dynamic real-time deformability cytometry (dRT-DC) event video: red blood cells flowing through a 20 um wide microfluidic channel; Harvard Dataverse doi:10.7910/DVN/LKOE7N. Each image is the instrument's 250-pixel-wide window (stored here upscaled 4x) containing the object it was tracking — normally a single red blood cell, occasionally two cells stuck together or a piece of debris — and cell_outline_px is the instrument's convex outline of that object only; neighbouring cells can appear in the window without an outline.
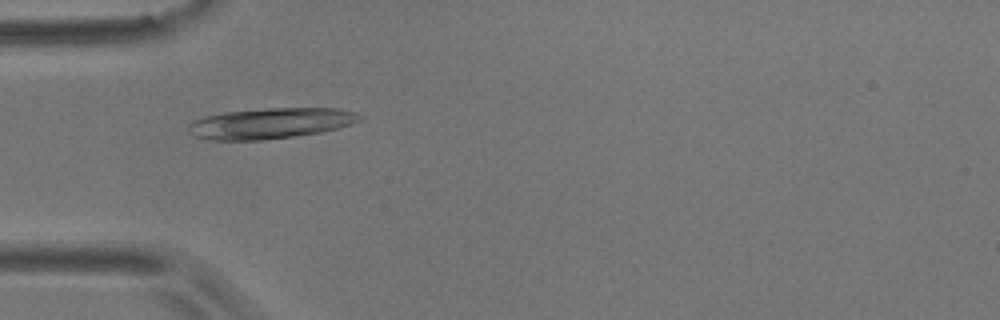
{"species": "common noctule bat (a hibernating species)", "species_latin": "Nyctalus noctula", "temperature_condition": "room temperature", "stored_images_in_passage": 56, "camera_frame_rate_fps": 3000, "um_per_image_px": 0.085, "animal": {"sex": "male", "body_mass_g": 17.9}, "frame": {"image": 1, "passage_image": 17, "time_ms": 5.333, "image_size_px": [1000, 320], "cell_outline_px": [[364, 116], [360, 120], [352, 124], [340, 128], [320, 132], [264, 140], [212, 140], [192, 136], [188, 132], [188, 124], [204, 116], [224, 112], [268, 108], [340, 108], [356, 112]], "centroid_in_image_um": [23.01, 10.48], "position_along_channel_um": 62.0, "area_um2": 30.81}}
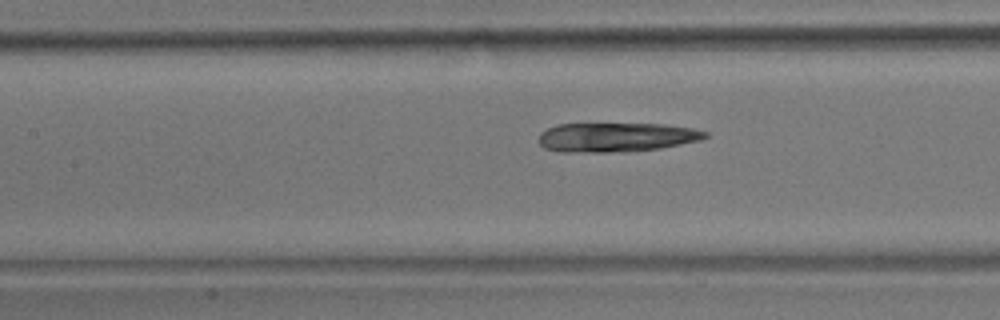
{"frame": {"image": 2, "passage_image": 25, "time_ms": 8.0, "image_size_px": [1000, 320], "cell_outline_px": [[708, 136], [700, 140], [660, 148], [628, 152], [556, 152], [544, 148], [540, 144], [540, 132], [556, 124], [664, 124], [692, 128], [708, 132]], "centroid_in_image_um": [52.36, 11.67], "position_along_channel_um": 155.0, "area_um2": 28.5}}
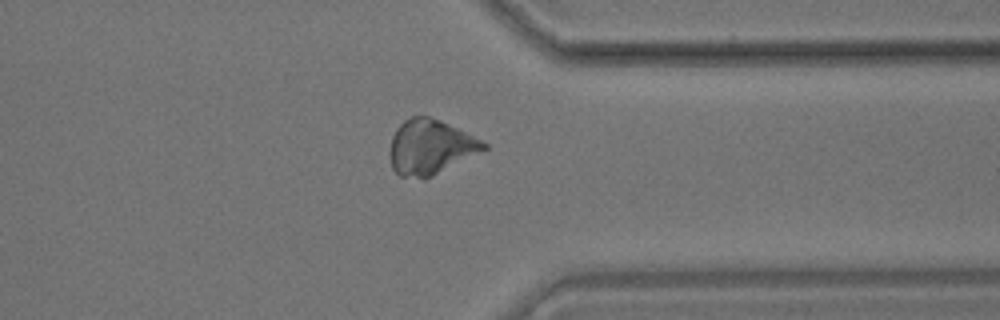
{"frame": {"image": 3, "passage_image": 44, "time_ms": 14.333, "image_size_px": [1000, 320], "cell_outline_px": [[488, 148], [424, 180], [400, 176], [392, 168], [388, 156], [388, 152], [392, 136], [396, 128], [404, 120], [412, 116], [428, 116], [440, 120], [488, 144]], "centroid_in_image_um": [36.51, 12.52], "position_along_channel_um": 374.9, "area_um2": 29.94}, "authors_computed_cell_mechanics": {"area_um2": 29.1312, "velocity_mm_per_s": 3.5372, "shape_relaxation_time_tau1_ms": 10.6817, "shape_relaxation_time_tau2_ms": 5.3726, "deformation_change_tau1": 0.2984, "deformation_change_tau2": 0.1177}}